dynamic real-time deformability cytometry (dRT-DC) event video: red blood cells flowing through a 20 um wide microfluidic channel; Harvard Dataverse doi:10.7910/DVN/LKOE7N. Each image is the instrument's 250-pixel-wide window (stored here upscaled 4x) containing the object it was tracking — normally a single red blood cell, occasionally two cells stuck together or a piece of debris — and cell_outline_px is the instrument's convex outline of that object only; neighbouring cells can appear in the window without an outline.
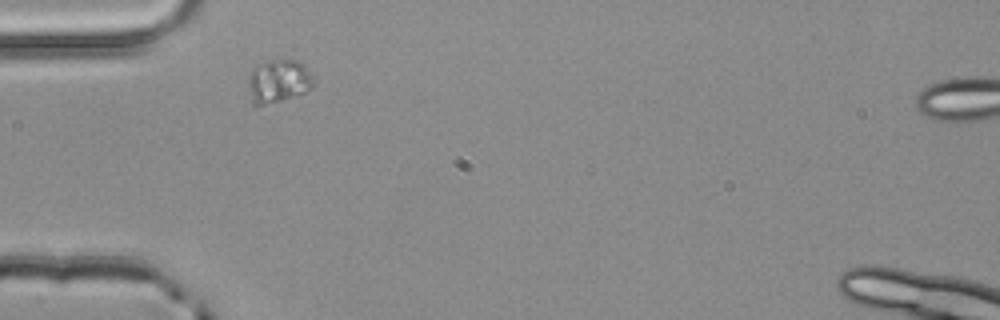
{"species": "common noctule bat (a hibernating species)", "species_latin": "Nyctalus noctula", "temperature_condition": "room temperature", "stored_images_in_passage": 2, "camera_frame_rate_fps": 3000, "um_per_image_px": 0.085, "animal": {"sex": "male", "body_mass_g": 20.4}, "frame": {"image": 1, "passage_image": 1, "time_ms": 0.0, "image_size_px": [1000, 320], "cell_outline_px": [[316, 84], [312, 88], [300, 96], [264, 104], [252, 104], [248, 88], [248, 80], [252, 68], [260, 64], [272, 60], [300, 60], [316, 76]], "centroid_in_image_um": [23.76, 6.89], "position_along_channel_um": 61.2, "area_um2": 16.94}}
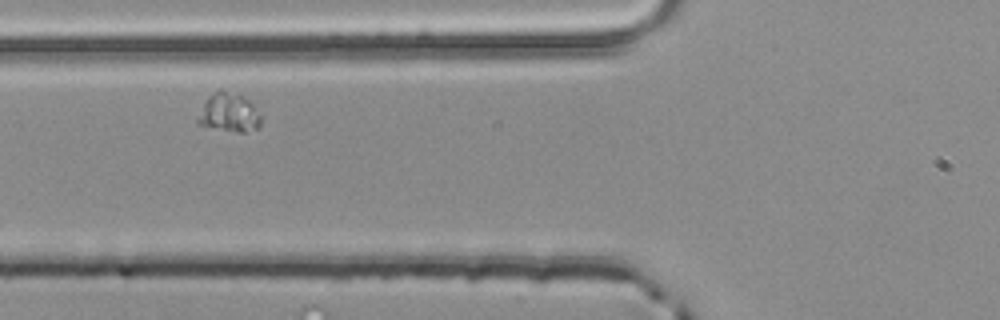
{"frame": {"image": 2, "passage_image": 2, "time_ms": 0.333, "image_size_px": [1000, 320], "cell_outline_px": [[260, 128], [244, 132], [236, 132], [196, 124], [196, 120], [208, 96], [212, 92], [220, 88], [224, 88], [248, 100], [252, 104], [260, 116]], "centroid_in_image_um": [19.44, 9.56], "position_along_channel_um": 106.4, "area_um2": 14.22}}